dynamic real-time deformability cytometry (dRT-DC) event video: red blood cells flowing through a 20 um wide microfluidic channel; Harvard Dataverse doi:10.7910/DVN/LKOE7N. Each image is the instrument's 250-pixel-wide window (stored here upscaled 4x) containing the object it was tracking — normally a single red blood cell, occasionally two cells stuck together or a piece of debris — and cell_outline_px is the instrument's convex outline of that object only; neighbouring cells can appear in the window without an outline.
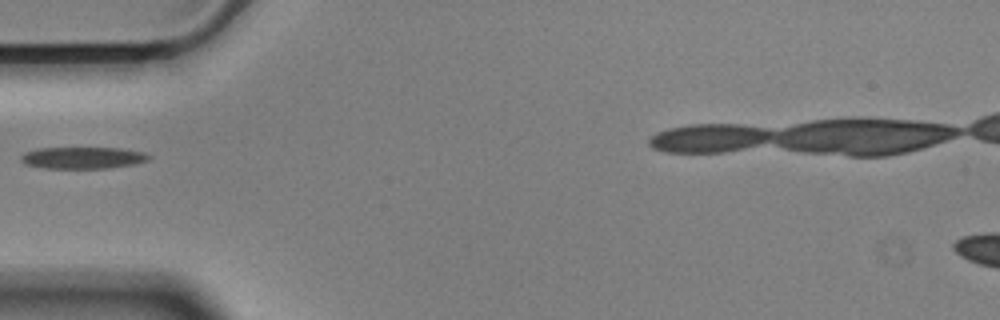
{"species": "Egyptian fruit bat (a non-hibernating species)", "species_latin": "Rousettus aegyptiacus", "temperature_condition": "cold", "stored_images_in_passage": 23, "camera_frame_rate_fps": 3000, "um_per_image_px": 0.085, "animal": {"sex": "male"}, "frame": {"image": 1, "passage_image": 1, "time_ms": 0.0, "image_size_px": [1000, 320], "cell_outline_px": [[152, 156], [148, 160], [136, 164], [108, 168], [48, 168], [24, 164], [20, 160], [20, 156], [24, 152], [36, 148], [120, 148], [144, 152]], "centroid_in_image_um": [7.04, 13.41], "position_along_channel_um": 78.0, "area_um2": 16.3}}
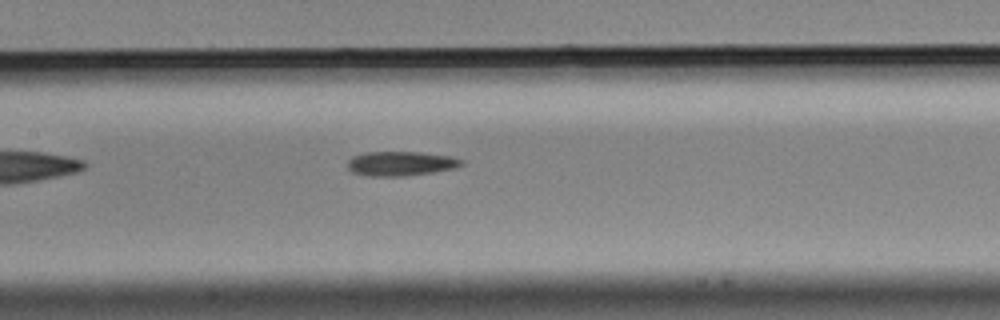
{"frame": {"image": 2, "passage_image": 9, "time_ms": 2.667, "image_size_px": [1000, 320], "cell_outline_px": [[464, 164], [456, 168], [436, 172], [404, 176], [368, 176], [352, 172], [348, 168], [348, 160], [352, 156], [364, 152], [420, 152], [452, 156], [464, 160]], "centroid_in_image_um": [34.1, 13.9], "position_along_channel_um": 173.3, "area_um2": 16.47}}
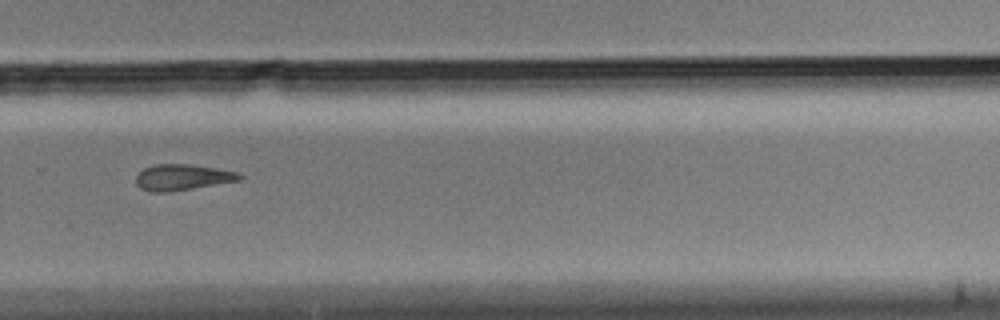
{"frame": {"image": 3, "passage_image": 21, "time_ms": 6.667, "image_size_px": [1000, 320], "cell_outline_px": [[244, 176], [240, 180], [168, 192], [152, 192], [140, 188], [136, 184], [136, 176], [144, 168], [156, 164], [192, 164], [240, 172]], "centroid_in_image_um": [15.52, 15.06], "position_along_channel_um": 314.3, "area_um2": 15.66}}